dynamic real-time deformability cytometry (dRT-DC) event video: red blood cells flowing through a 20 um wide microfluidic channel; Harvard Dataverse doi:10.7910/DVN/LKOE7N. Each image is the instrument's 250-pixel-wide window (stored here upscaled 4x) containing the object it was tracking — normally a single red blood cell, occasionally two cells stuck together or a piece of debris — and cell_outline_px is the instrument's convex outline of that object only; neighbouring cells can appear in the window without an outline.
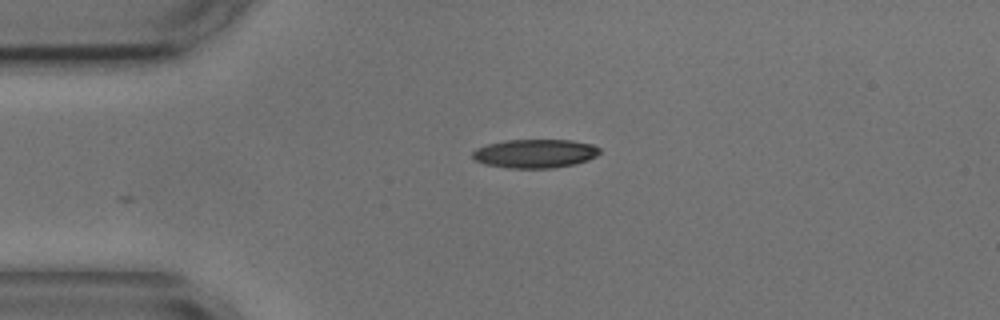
{"species": "common noctule bat (a hibernating species)", "species_latin": "Nyctalus noctula", "temperature_condition": "cold", "stored_images_in_passage": 27, "camera_frame_rate_fps": 3000, "um_per_image_px": 0.085, "animal": {"sex": "male", "body_mass_g": 17.9, "forearm_length_mm": 54.2}, "frame": {"image": 1, "passage_image": 1, "time_ms": 0.0, "image_size_px": [1000, 320], "cell_outline_px": [[600, 152], [596, 156], [588, 160], [576, 164], [552, 168], [508, 168], [484, 164], [476, 160], [472, 156], [472, 152], [476, 148], [488, 144], [504, 140], [572, 140], [592, 144], [600, 148]], "centroid_in_image_um": [45.48, 13.05], "position_along_channel_um": 39.5, "area_um2": 21.39}}